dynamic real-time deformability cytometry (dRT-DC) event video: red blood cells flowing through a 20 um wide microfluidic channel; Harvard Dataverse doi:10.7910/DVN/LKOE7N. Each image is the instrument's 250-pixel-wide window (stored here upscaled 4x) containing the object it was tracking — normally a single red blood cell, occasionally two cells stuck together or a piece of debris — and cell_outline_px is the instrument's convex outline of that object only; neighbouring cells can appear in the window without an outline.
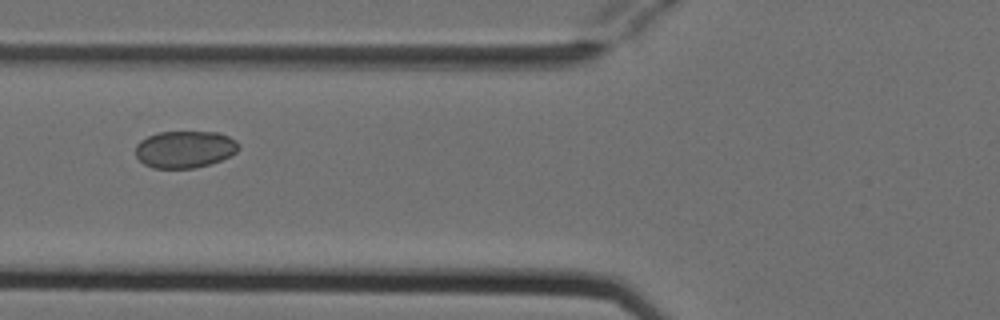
{"species": "Egyptian fruit bat (a non-hibernating species)", "species_latin": "Rousettus aegyptiacus", "temperature_condition": "cold", "stored_images_in_passage": 8, "camera_frame_rate_fps": 3000, "um_per_image_px": 0.085, "animal": {"sex": "female"}, "frame": {"image": 1, "passage_image": 4, "time_ms": 1.0, "image_size_px": [1000, 320], "cell_outline_px": [[240, 148], [232, 156], [196, 168], [152, 168], [144, 164], [136, 156], [136, 144], [140, 140], [148, 136], [160, 132], [216, 132], [228, 136], [236, 140], [240, 144]], "centroid_in_image_um": [15.72, 12.69], "position_along_channel_um": 110.1, "area_um2": 22.37}}
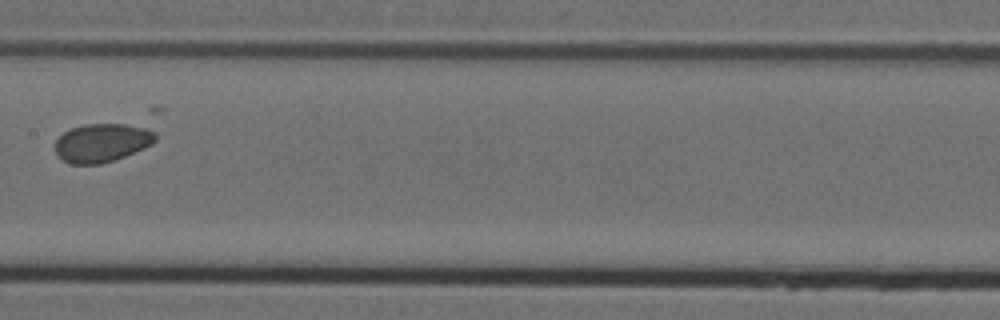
{"frame": {"image": 2, "passage_image": 6, "time_ms": 1.667, "image_size_px": [1000, 320], "cell_outline_px": [[156, 140], [152, 144], [144, 148], [124, 156], [100, 164], [72, 164], [64, 160], [56, 152], [56, 140], [64, 132], [72, 128], [84, 124], [124, 124], [144, 128], [152, 132], [156, 136]], "centroid_in_image_um": [8.65, 12.13], "position_along_channel_um": 198.7, "area_um2": 22.08}}
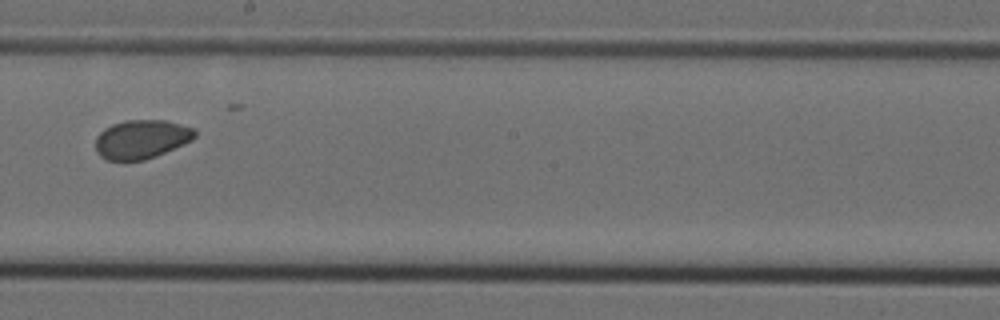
{"frame": {"image": 3, "passage_image": 7, "time_ms": 2.0, "image_size_px": [1000, 320], "cell_outline_px": [[196, 136], [192, 140], [156, 156], [144, 160], [108, 160], [100, 156], [96, 152], [96, 136], [104, 128], [112, 124], [124, 120], [164, 120], [180, 124], [192, 128], [196, 132]], "centroid_in_image_um": [12.0, 11.83], "position_along_channel_um": 236.2, "area_um2": 22.43}}